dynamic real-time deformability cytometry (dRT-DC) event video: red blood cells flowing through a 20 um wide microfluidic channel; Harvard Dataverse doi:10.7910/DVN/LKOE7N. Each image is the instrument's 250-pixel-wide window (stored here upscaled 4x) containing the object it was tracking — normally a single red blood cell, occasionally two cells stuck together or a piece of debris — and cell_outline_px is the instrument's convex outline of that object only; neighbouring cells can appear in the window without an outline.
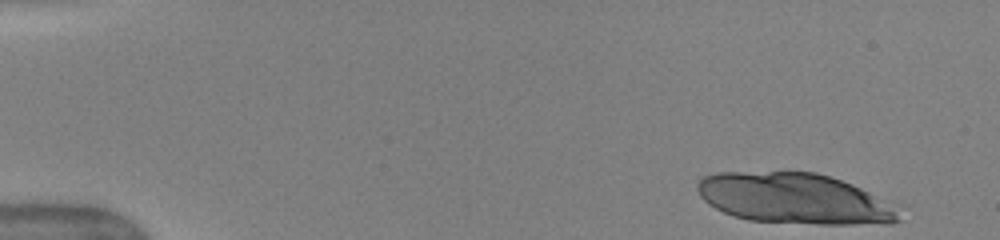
{"species": "human", "species_latin": "Homo sapiens", "temperature_condition": "warm", "stored_images_in_passage": 25, "camera_frame_rate_fps": 3000, "um_per_image_px": 0.085, "donor": {"sex": "female"}, "frame": {"image": 1, "passage_image": 1, "time_ms": 0.0, "image_size_px": [1000, 240], "cell_outline_px": [[900, 220], [892, 224], [816, 224], [748, 220], [732, 216], [708, 204], [700, 196], [696, 188], [696, 184], [704, 176], [716, 172], [816, 172], [852, 184], [868, 192], [892, 212]], "centroid_in_image_um": [67.35, 16.87], "position_along_channel_um": 17.7, "area_um2": 58.32}}